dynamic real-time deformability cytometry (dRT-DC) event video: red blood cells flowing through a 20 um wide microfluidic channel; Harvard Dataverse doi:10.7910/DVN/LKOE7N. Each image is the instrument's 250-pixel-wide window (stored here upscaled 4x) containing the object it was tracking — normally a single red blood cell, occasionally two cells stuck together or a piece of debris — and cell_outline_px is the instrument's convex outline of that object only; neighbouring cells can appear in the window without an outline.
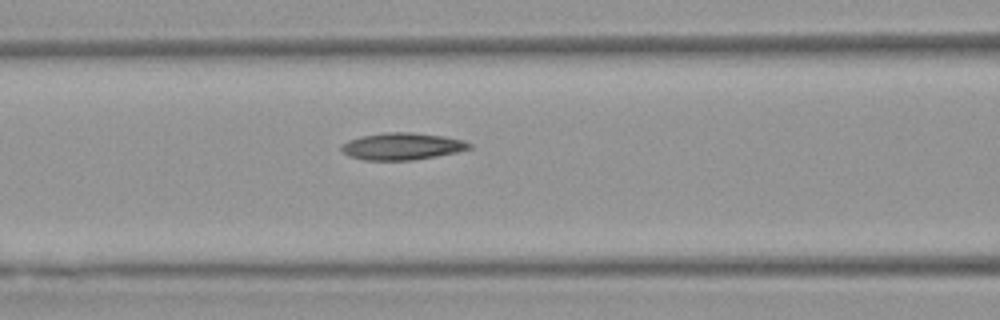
{"species": "Egyptian fruit bat (a non-hibernating species)", "species_latin": "Rousettus aegyptiacus", "temperature_condition": "warm", "stored_images_in_passage": 27, "camera_frame_rate_fps": 3000, "um_per_image_px": 0.085, "animal": {"sex": "female"}, "frame": {"image": 1, "passage_image": 17, "time_ms": 5.333, "image_size_px": [1000, 320], "cell_outline_px": [[472, 148], [456, 152], [436, 156], [412, 160], [364, 160], [348, 156], [340, 148], [340, 144], [348, 140], [360, 136], [384, 132], [412, 132], [444, 136], [464, 140], [472, 144]], "centroid_in_image_um": [34.16, 12.43], "position_along_channel_um": 132.4, "area_um2": 20.29}}
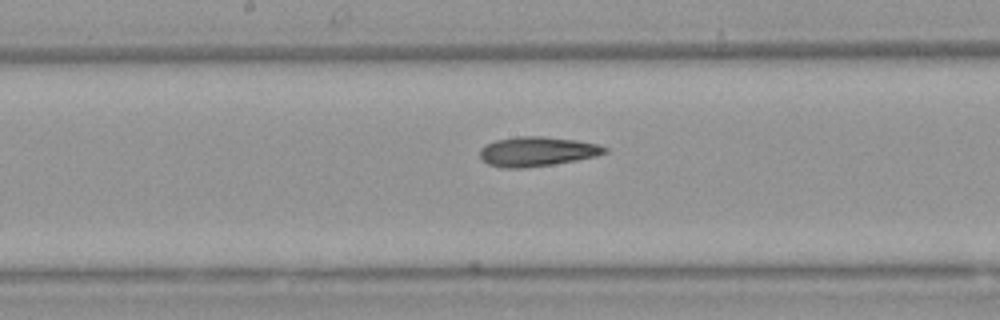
{"frame": {"image": 2, "passage_image": 27, "time_ms": 8.667, "image_size_px": [1000, 320], "cell_outline_px": [[608, 152], [596, 156], [576, 160], [552, 164], [524, 168], [500, 168], [488, 164], [480, 160], [480, 148], [484, 144], [496, 140], [516, 136], [544, 136], [576, 140], [600, 144], [608, 148]], "centroid_in_image_um": [45.63, 12.87], "position_along_channel_um": 202.6, "area_um2": 21.79}}